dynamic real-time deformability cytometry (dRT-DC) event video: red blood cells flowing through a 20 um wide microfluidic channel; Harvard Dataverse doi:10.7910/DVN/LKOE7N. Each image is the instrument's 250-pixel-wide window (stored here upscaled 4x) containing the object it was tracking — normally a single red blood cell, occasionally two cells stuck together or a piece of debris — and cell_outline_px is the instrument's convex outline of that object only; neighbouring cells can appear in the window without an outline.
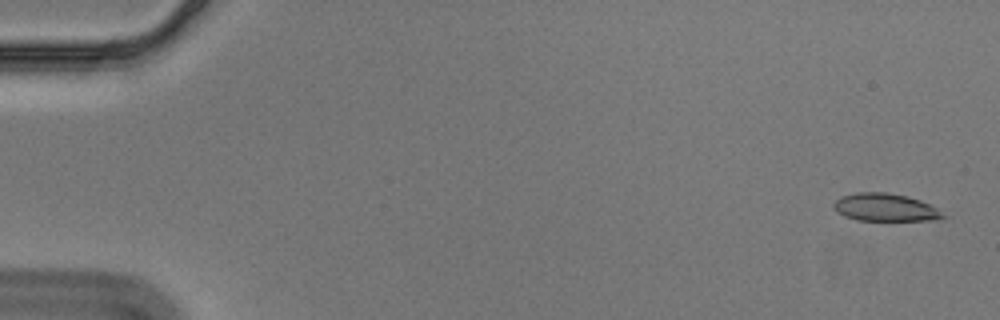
{"species": "Egyptian fruit bat (a non-hibernating species)", "species_latin": "Rousettus aegyptiacus", "temperature_condition": "cold", "stored_images_in_passage": 57, "camera_frame_rate_fps": 3000, "um_per_image_px": 0.085, "animal": {"sex": "male"}, "frame": {"image": 1, "passage_image": 2, "time_ms": 0.333, "image_size_px": [1000, 320], "cell_outline_px": [[948, 216], [932, 220], [856, 220], [844, 216], [836, 212], [832, 208], [832, 204], [840, 196], [856, 192], [888, 192], [908, 196], [920, 200], [936, 208]], "centroid_in_image_um": [75.19, 17.62], "position_along_channel_um": 9.8, "area_um2": 17.8}}
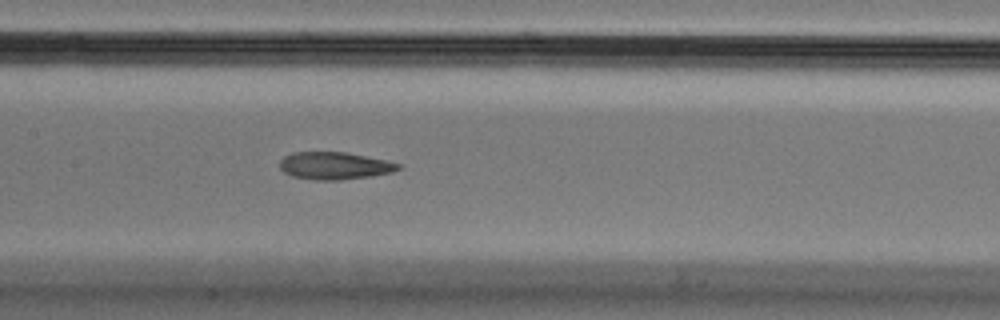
{"frame": {"image": 2, "passage_image": 28, "time_ms": 9.0, "image_size_px": [1000, 320], "cell_outline_px": [[404, 168], [392, 172], [372, 176], [340, 180], [316, 180], [292, 176], [284, 172], [280, 168], [280, 160], [284, 156], [292, 152], [344, 152], [404, 164]], "centroid_in_image_um": [28.47, 14.09], "position_along_channel_um": 178.9, "area_um2": 19.02}}
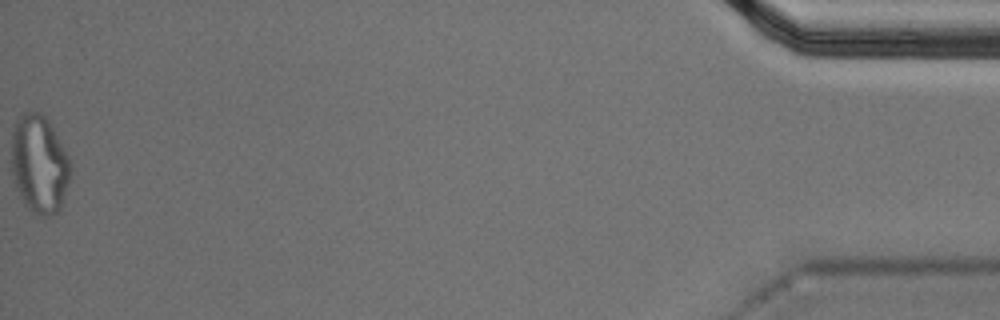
{"frame": {"image": 3, "passage_image": 57, "time_ms": 18.667, "image_size_px": [1000, 320], "cell_outline_px": [[72, 168], [60, 212], [48, 216], [40, 216], [32, 212], [24, 204], [16, 188], [12, 172], [12, 128], [16, 120], [24, 112], [40, 112], [48, 120], [68, 156], [72, 164]], "centroid_in_image_um": [3.34, 13.98], "position_along_channel_um": 431.9, "area_um2": 33.93}, "authors_computed_cell_mechanics": {"area_um2": 19.4208, "velocity_mm_per_s": 3.5685, "shape_relaxation_time_tau1_ms": null, "shape_relaxation_time_tau2_ms": 2.6229, "deformation_change_tau1": null, "deformation_change_tau2": 0.1062}}